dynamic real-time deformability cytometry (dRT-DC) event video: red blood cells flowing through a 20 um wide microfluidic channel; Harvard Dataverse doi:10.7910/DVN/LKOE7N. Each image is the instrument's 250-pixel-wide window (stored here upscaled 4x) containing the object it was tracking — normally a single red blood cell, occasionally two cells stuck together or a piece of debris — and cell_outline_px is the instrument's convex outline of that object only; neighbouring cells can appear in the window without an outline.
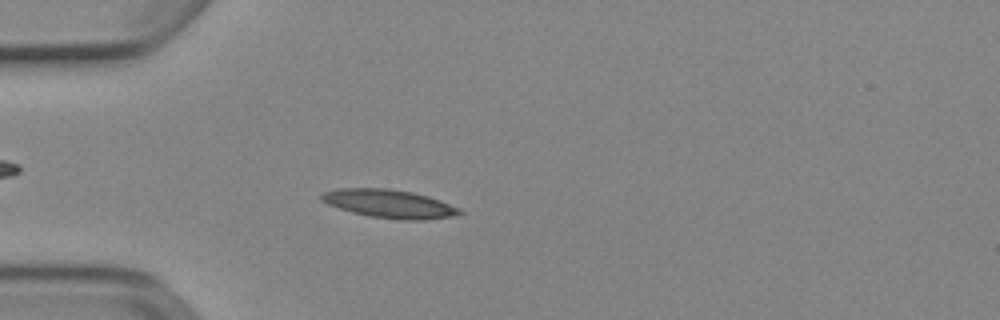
{"species": "Egyptian fruit bat (a non-hibernating species)", "species_latin": "Rousettus aegyptiacus", "temperature_condition": "cold", "stored_images_in_passage": 52, "camera_frame_rate_fps": 3000, "um_per_image_px": 0.085, "animal": {"sex": "female"}, "frame": {"image": 1, "passage_image": 15, "time_ms": 4.667, "image_size_px": [1000, 320], "cell_outline_px": [[464, 212], [452, 216], [424, 220], [400, 220], [368, 216], [352, 212], [328, 204], [320, 200], [320, 192], [336, 188], [388, 188], [412, 192], [428, 196], [440, 200], [460, 208]], "centroid_in_image_um": [33.06, 17.31], "position_along_channel_um": 51.9, "area_um2": 23.0}}
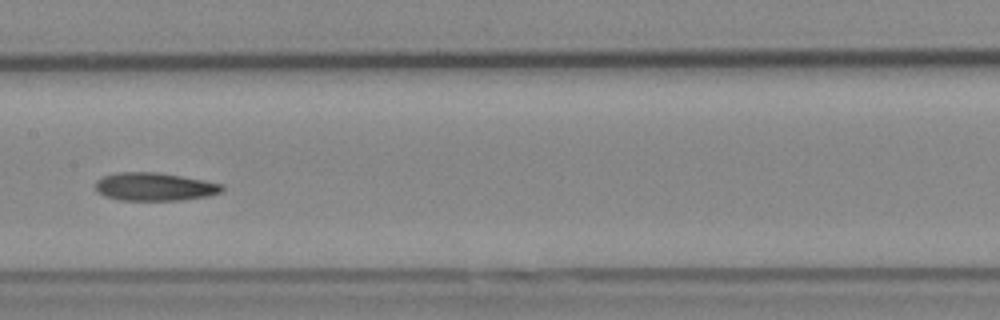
{"frame": {"image": 2, "passage_image": 27, "time_ms": 8.667, "image_size_px": [1000, 320], "cell_outline_px": [[224, 188], [220, 192], [208, 196], [180, 200], [120, 200], [104, 196], [96, 188], [96, 180], [104, 176], [116, 172], [156, 172], [204, 180], [224, 184]], "centroid_in_image_um": [13.15, 15.87], "position_along_channel_um": 194.3, "area_um2": 20.63}}
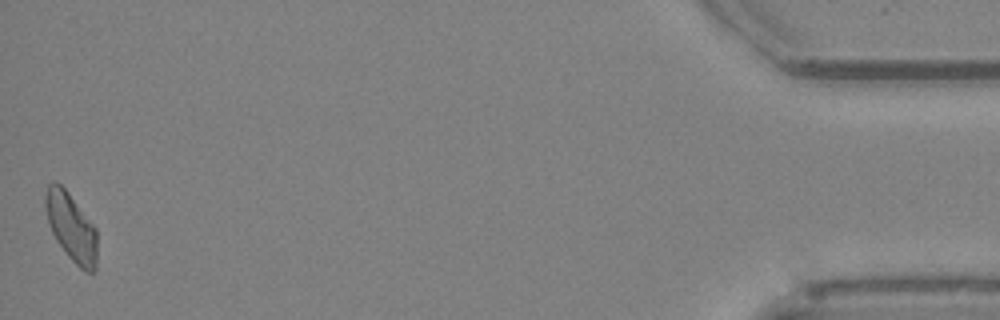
{"frame": {"image": 3, "passage_image": 52, "time_ms": 17.0, "image_size_px": [1000, 320], "cell_outline_px": [[96, 268], [92, 272], [84, 272], [68, 256], [56, 240], [48, 224], [44, 208], [44, 196], [48, 184], [60, 184], [68, 192], [96, 228]], "centroid_in_image_um": [6.03, 19.31], "position_along_channel_um": 429.2, "area_um2": 20.4}, "authors_computed_cell_mechanics": {"area_um2": 20.6346, "velocity_mm_per_s": 3.8812, "shape_relaxation_time_tau1_ms": null, "shape_relaxation_time_tau2_ms": 10.9792, "deformation_change_tau1": null, "deformation_change_tau2": 0.2139}}